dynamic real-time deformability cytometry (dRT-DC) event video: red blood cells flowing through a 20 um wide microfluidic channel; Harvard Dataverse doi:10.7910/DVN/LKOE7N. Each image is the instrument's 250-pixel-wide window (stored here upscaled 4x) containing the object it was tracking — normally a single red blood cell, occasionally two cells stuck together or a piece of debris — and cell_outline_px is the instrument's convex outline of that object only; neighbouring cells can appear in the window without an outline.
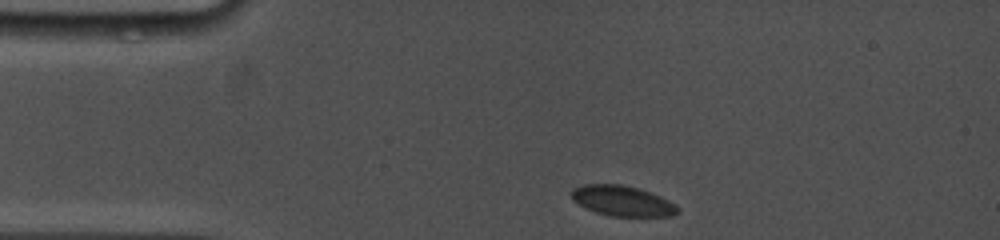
{"species": "common noctule bat (a hibernating species)", "species_latin": "Nyctalus noctula", "temperature_condition": "cold", "stored_images_in_passage": 44, "camera_frame_rate_fps": 5000, "um_per_image_px": 0.085, "animal": {"sex": "female", "body_mass_g": 19.0, "forearm_length_mm": 53.3}, "frame": {"image": 1, "passage_image": 1, "time_ms": 0.0, "image_size_px": [1000, 240], "cell_outline_px": [[680, 212], [672, 216], [612, 216], [596, 212], [572, 200], [572, 188], [584, 184], [620, 184], [636, 188], [660, 196], [676, 204], [680, 208]], "centroid_in_image_um": [52.93, 17.08], "position_along_channel_um": 32.1, "area_um2": 18.61}}
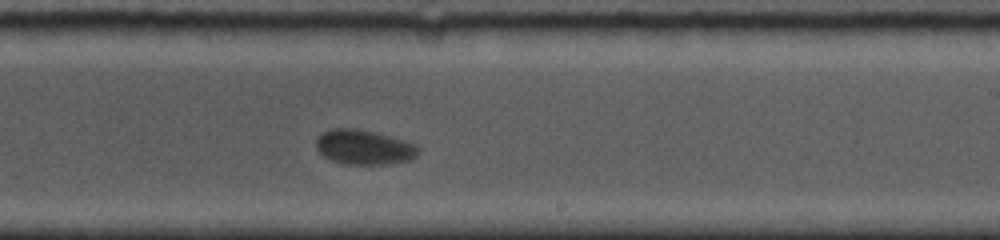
{"frame": {"image": 2, "passage_image": 26, "time_ms": 7.4, "image_size_px": [1000, 240], "cell_outline_px": [[420, 152], [412, 160], [384, 164], [344, 164], [332, 160], [324, 156], [316, 148], [316, 140], [324, 132], [332, 128], [352, 128], [372, 132], [388, 136], [416, 144], [420, 148]], "centroid_in_image_um": [30.96, 12.52], "position_along_channel_um": 258.0, "area_um2": 20.46}}
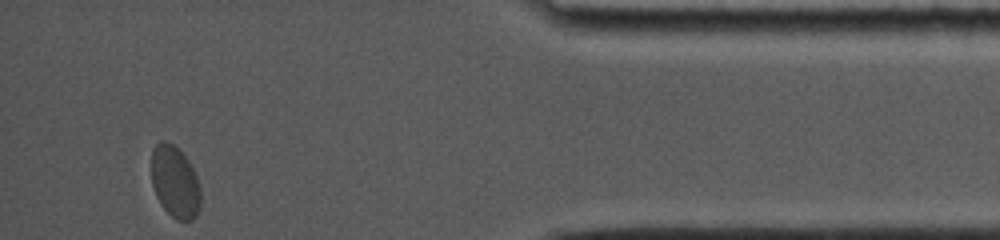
{"frame": {"image": 3, "passage_image": 44, "time_ms": 12.8, "image_size_px": [1000, 240], "cell_outline_px": [[200, 208], [196, 216], [192, 220], [176, 220], [160, 204], [156, 196], [152, 184], [152, 148], [160, 140], [168, 140], [188, 160], [196, 176], [200, 188]], "centroid_in_image_um": [14.87, 15.46], "position_along_channel_um": 420.3, "area_um2": 20.58}, "authors_computed_cell_mechanics": {"area_um2": 20.6924, "velocity_mm_per_s": 3.6156, "shape_relaxation_time_tau1_ms": 1.2574, "shape_relaxation_time_tau2_ms": null, "deformation_change_tau1": 0.0616, "deformation_change_tau2": null}}